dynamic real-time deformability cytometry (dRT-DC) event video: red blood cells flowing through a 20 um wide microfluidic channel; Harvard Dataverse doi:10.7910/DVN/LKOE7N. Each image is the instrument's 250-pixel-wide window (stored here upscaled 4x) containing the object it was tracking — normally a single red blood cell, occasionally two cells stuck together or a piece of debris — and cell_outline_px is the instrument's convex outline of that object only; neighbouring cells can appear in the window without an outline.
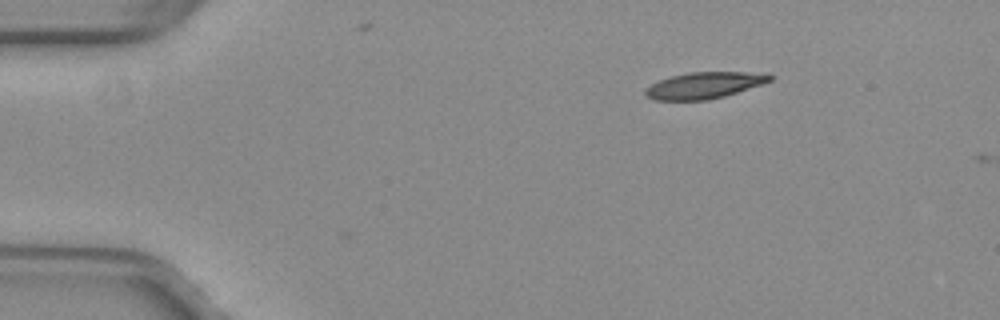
{"species": "common noctule bat (a hibernating species)", "species_latin": "Nyctalus noctula", "temperature_condition": "warm", "stored_images_in_passage": 2, "camera_frame_rate_fps": 3000, "um_per_image_px": 0.085, "animal": {"sex": "female", "body_mass_g": 29.2, "forearm_length_mm": 56.3}, "frame": {"image": 1, "passage_image": 2, "time_ms": 0.333, "image_size_px": [1000, 320], "cell_outline_px": [[772, 80], [764, 84], [724, 96], [708, 100], [652, 100], [644, 92], [652, 84], [660, 80], [672, 76], [688, 72], [744, 72], [772, 76]], "centroid_in_image_um": [59.85, 7.26], "position_along_channel_um": 25.2, "area_um2": 18.84}}